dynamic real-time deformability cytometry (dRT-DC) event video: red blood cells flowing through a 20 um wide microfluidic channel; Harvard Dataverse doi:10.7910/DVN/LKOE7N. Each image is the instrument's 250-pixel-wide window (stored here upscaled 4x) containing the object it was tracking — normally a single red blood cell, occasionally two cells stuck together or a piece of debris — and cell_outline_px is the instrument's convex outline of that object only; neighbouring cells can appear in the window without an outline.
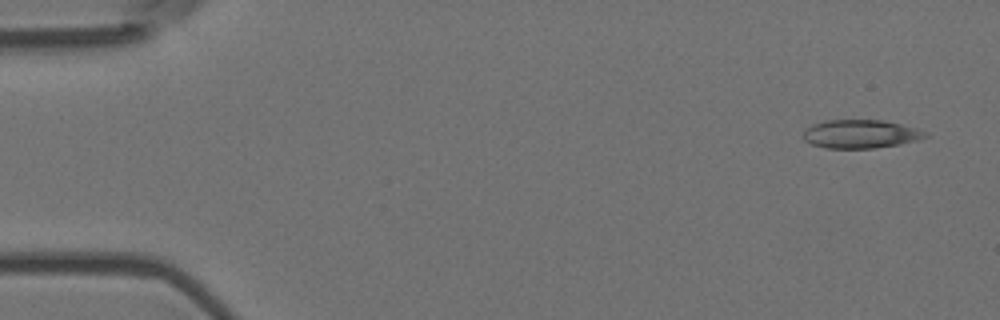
{"species": "Egyptian fruit bat (a non-hibernating species)", "species_latin": "Rousettus aegyptiacus", "temperature_condition": "room temperature", "stored_images_in_passage": 5, "camera_frame_rate_fps": 3000, "um_per_image_px": 0.085, "animal": {"sex": "female"}, "frame": {"image": 1, "passage_image": 1, "time_ms": 0.0, "image_size_px": [1000, 320], "cell_outline_px": [[928, 136], [916, 140], [900, 144], [872, 148], [828, 148], [812, 144], [804, 140], [804, 128], [812, 124], [824, 120], [884, 120], [916, 128], [928, 132]], "centroid_in_image_um": [73.13, 11.38], "position_along_channel_um": 11.9, "area_um2": 20.23}}
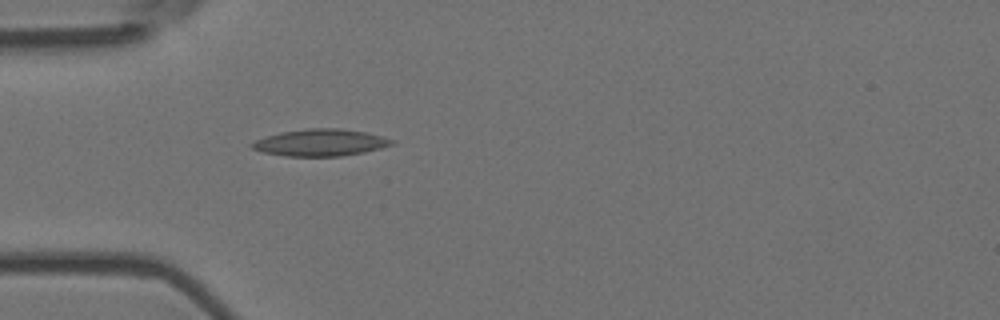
{"frame": {"image": 2, "passage_image": 5, "time_ms": 1.333, "image_size_px": [1000, 320], "cell_outline_px": [[396, 144], [364, 152], [340, 156], [284, 156], [264, 152], [252, 148], [248, 144], [256, 140], [280, 132], [308, 128], [340, 128], [364, 132], [396, 140]], "centroid_in_image_um": [27.25, 12.12], "position_along_channel_um": 57.8, "area_um2": 21.85}}